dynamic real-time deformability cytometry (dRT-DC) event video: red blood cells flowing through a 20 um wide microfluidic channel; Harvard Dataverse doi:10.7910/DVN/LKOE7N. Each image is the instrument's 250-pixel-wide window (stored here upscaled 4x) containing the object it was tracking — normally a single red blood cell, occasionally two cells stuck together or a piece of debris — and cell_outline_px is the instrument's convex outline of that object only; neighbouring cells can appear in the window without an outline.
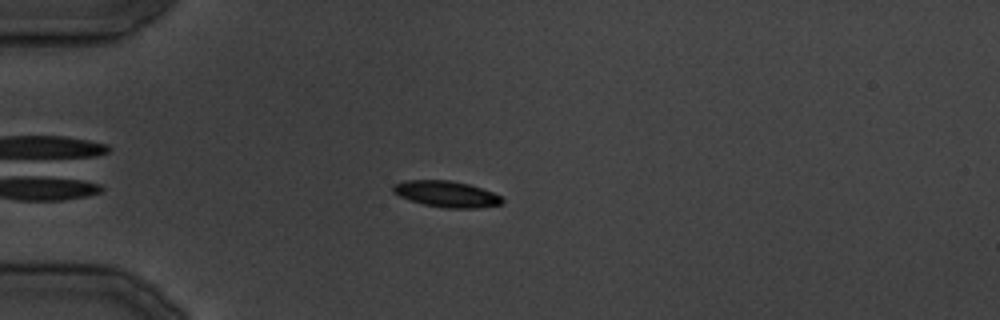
{"species": "common noctule bat (a hibernating species)", "species_latin": "Nyctalus noctula", "temperature_condition": "cold", "stored_images_in_passage": 11, "camera_frame_rate_fps": 3000, "um_per_image_px": 0.085, "animal": {"sex": "male", "body_mass_g": 19.5, "forearm_length_mm": 54.6}, "frame": {"image": 1, "passage_image": 11, "time_ms": 12.333, "image_size_px": [1000, 320], "cell_outline_px": [[504, 200], [500, 204], [476, 208], [444, 208], [424, 204], [408, 200], [392, 192], [392, 184], [404, 180], [448, 180], [468, 184], [492, 192], [500, 196]], "centroid_in_image_um": [37.88, 16.49], "position_along_channel_um": 47.1, "area_um2": 16.59}}